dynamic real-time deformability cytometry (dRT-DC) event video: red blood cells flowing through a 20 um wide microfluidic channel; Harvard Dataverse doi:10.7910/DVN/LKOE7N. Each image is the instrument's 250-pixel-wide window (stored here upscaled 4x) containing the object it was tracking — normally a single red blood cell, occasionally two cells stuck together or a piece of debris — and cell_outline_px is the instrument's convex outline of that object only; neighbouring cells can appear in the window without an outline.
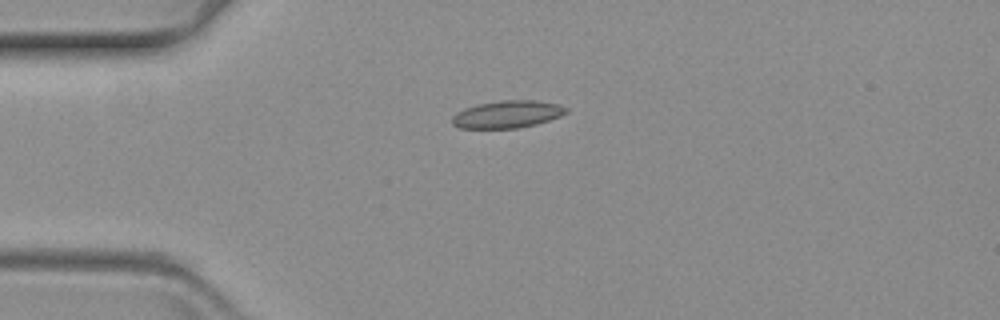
{"species": "common noctule bat (a hibernating species)", "species_latin": "Nyctalus noctula", "temperature_condition": "warm", "stored_images_in_passage": 8, "camera_frame_rate_fps": 3000, "um_per_image_px": 0.085, "animal": {"sex": "female", "body_mass_g": 19.3, "forearm_length_mm": 54.1}, "frame": {"image": 1, "passage_image": 1, "time_ms": 0.0, "image_size_px": [1000, 320], "cell_outline_px": [[568, 112], [560, 116], [536, 124], [516, 128], [460, 128], [452, 124], [452, 116], [456, 112], [464, 108], [476, 104], [500, 100], [536, 100], [560, 104], [568, 108]], "centroid_in_image_um": [43.12, 9.7], "position_along_channel_um": 41.9, "area_um2": 18.32}}
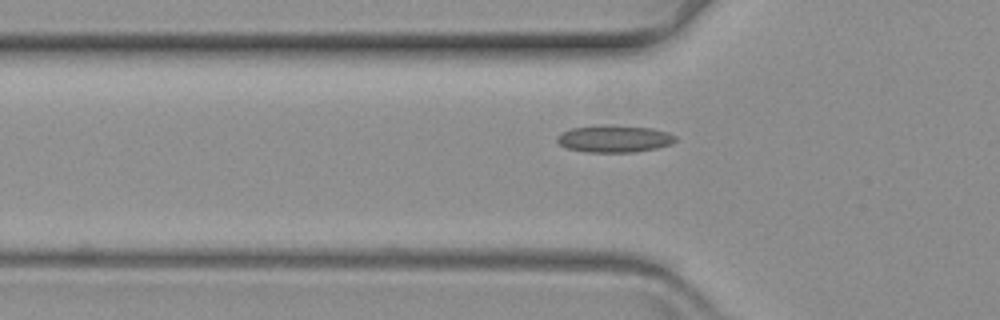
{"frame": {"image": 2, "passage_image": 6, "time_ms": 1.667, "image_size_px": [1000, 320], "cell_outline_px": [[676, 140], [672, 144], [656, 148], [632, 152], [588, 152], [568, 148], [560, 144], [556, 140], [556, 136], [572, 128], [608, 124], [652, 128], [668, 132], [676, 136]], "centroid_in_image_um": [52.24, 11.78], "position_along_channel_um": 73.6, "area_um2": 18.67}}